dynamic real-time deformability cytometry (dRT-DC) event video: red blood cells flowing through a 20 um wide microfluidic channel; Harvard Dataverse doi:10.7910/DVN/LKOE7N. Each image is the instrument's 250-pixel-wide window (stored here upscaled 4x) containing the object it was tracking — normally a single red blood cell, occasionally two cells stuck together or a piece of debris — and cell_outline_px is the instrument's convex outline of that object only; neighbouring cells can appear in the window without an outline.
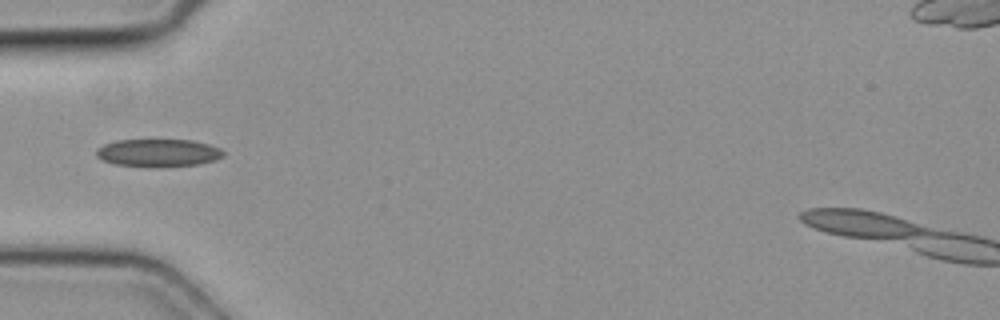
{"species": "common noctule bat (a hibernating species)", "species_latin": "Nyctalus noctula", "temperature_condition": "cold", "stored_images_in_passage": 3, "camera_frame_rate_fps": 3000, "um_per_image_px": 0.085, "animal": {"sex": "female", "body_mass_g": 19.3, "forearm_length_mm": 54.1}, "frame": {"image": 1, "passage_image": 3, "time_ms": 0.667, "image_size_px": [1000, 320], "cell_outline_px": [[224, 156], [216, 160], [196, 164], [152, 168], [148, 168], [116, 164], [104, 160], [96, 156], [96, 152], [104, 144], [116, 140], [192, 140], [208, 144], [220, 148], [224, 152]], "centroid_in_image_um": [13.47, 13.0], "position_along_channel_um": 71.5, "area_um2": 20.58}}